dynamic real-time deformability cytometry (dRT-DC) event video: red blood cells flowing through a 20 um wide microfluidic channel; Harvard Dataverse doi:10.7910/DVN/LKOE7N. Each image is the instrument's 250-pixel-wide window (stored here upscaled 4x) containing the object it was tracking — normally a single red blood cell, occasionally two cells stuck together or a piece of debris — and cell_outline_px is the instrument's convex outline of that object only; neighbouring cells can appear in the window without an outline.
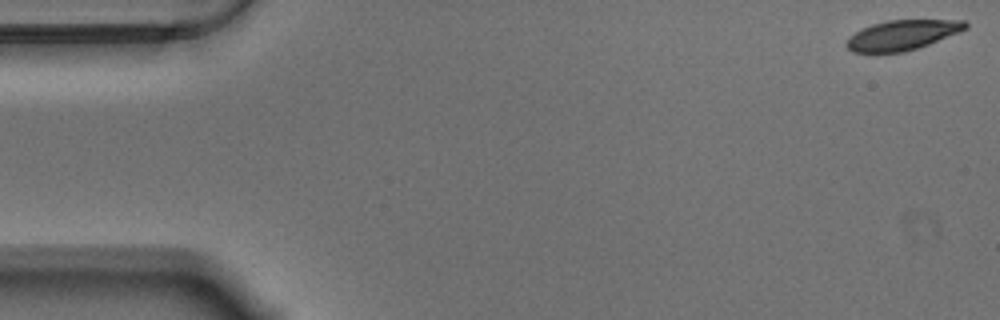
{"species": "Egyptian fruit bat (a non-hibernating species)", "species_latin": "Rousettus aegyptiacus", "temperature_condition": "warm", "stored_images_in_passage": 50, "camera_frame_rate_fps": 3000, "um_per_image_px": 0.085, "animal": {"sex": "male"}, "frame": {"image": 1, "passage_image": 1, "time_ms": 0.0, "image_size_px": [1000, 320], "cell_outline_px": [[968, 28], [960, 32], [928, 44], [904, 52], [852, 52], [844, 44], [856, 32], [872, 24], [888, 20], [964, 20], [968, 24]], "centroid_in_image_um": [76.72, 2.97], "position_along_channel_um": 8.3, "area_um2": 20.46}}
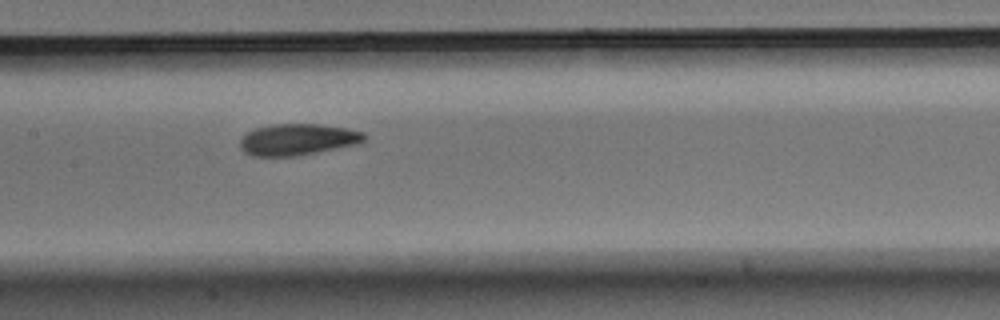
{"frame": {"image": 2, "passage_image": 27, "time_ms": 8.667, "image_size_px": [1000, 320], "cell_outline_px": [[368, 136], [360, 144], [296, 156], [252, 156], [244, 152], [240, 148], [240, 140], [248, 132], [256, 128], [272, 124], [320, 124], [344, 128], [364, 132]], "centroid_in_image_um": [25.33, 11.86], "position_along_channel_um": 182.1, "area_um2": 22.83}}
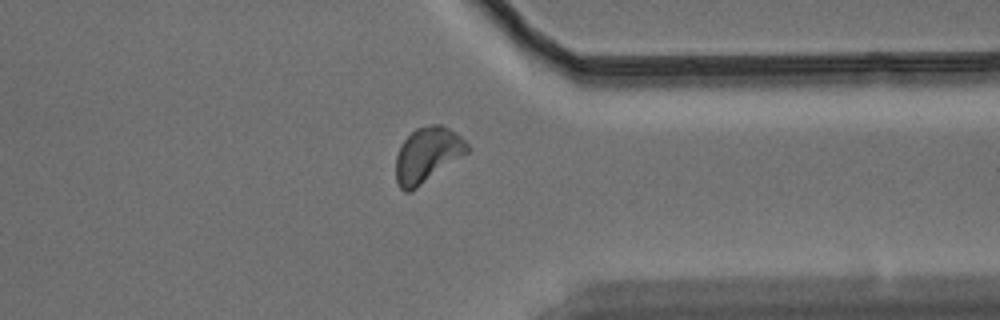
{"frame": {"image": 3, "passage_image": 44, "time_ms": 14.333, "image_size_px": [1000, 320], "cell_outline_px": [[472, 148], [468, 152], [412, 192], [404, 192], [400, 188], [396, 180], [396, 156], [400, 144], [416, 128], [428, 124], [440, 124], [456, 132]], "centroid_in_image_um": [36.32, 13.17], "position_along_channel_um": 375.1, "area_um2": 23.12}}